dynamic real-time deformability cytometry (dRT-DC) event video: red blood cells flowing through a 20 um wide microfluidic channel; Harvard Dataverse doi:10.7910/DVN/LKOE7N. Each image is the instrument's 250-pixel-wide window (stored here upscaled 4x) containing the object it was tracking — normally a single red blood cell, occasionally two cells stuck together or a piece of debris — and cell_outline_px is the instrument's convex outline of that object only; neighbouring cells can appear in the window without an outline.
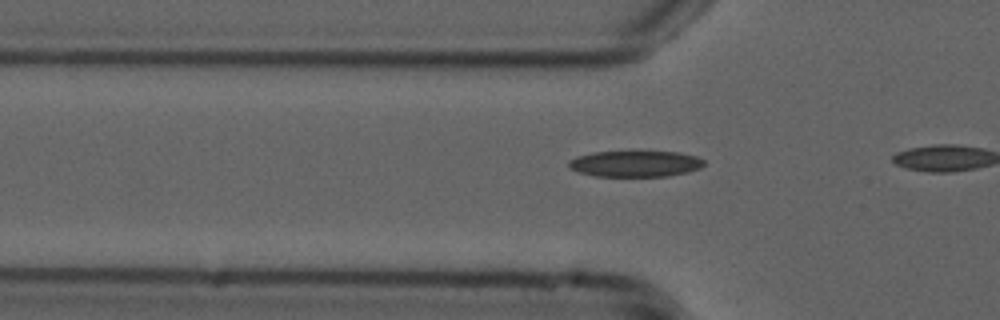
{"species": "common noctule bat (a hibernating species)", "species_latin": "Nyctalus noctula", "temperature_condition": "cold", "stored_images_in_passage": 3, "camera_frame_rate_fps": 3000, "um_per_image_px": 0.085, "animal": {"sex": "male", "forearm_length_mm": 52.5}, "frame": {"image": 1, "passage_image": 2, "time_ms": 0.333, "image_size_px": [1000, 320], "cell_outline_px": [[704, 164], [700, 168], [688, 172], [668, 176], [592, 176], [568, 168], [568, 160], [576, 156], [592, 152], [680, 152], [696, 156], [704, 160]], "centroid_in_image_um": [53.97, 13.92], "position_along_channel_um": 71.8, "area_um2": 20.63}}